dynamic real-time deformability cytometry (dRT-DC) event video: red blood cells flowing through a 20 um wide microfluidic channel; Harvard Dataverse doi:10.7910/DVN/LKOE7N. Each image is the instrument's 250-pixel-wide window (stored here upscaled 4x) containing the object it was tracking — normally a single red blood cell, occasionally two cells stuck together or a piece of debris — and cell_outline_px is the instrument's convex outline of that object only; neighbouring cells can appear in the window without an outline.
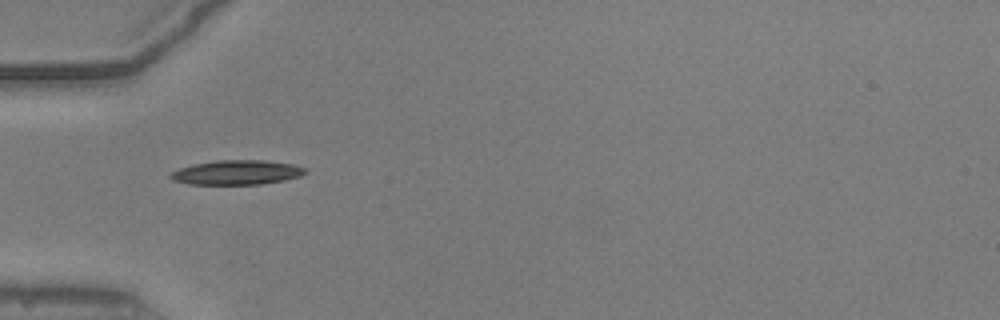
{"species": "common noctule bat (a hibernating species)", "species_latin": "Nyctalus noctula", "temperature_condition": "warm", "stored_images_in_passage": 41, "camera_frame_rate_fps": 3000, "um_per_image_px": 0.085, "animal": {"sex": "male", "body_mass_g": 20.5, "forearm_length_mm": 52.5}, "frame": {"image": 1, "passage_image": 5, "time_ms": 1.333, "image_size_px": [1000, 320], "cell_outline_px": [[308, 172], [300, 176], [284, 180], [260, 184], [188, 184], [172, 180], [168, 176], [172, 172], [180, 168], [192, 164], [216, 160], [264, 160], [292, 164], [304, 168]], "centroid_in_image_um": [20.1, 14.65], "position_along_channel_um": 64.9, "area_um2": 19.19}}
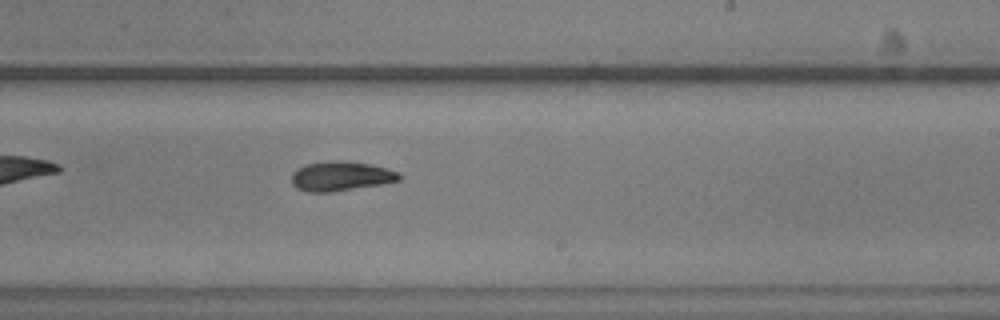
{"frame": {"image": 2, "passage_image": 20, "time_ms": 6.333, "image_size_px": [1000, 320], "cell_outline_px": [[404, 176], [400, 180], [384, 184], [332, 192], [308, 192], [296, 188], [292, 184], [292, 172], [296, 168], [308, 164], [328, 160], [340, 160], [368, 164], [400, 172]], "centroid_in_image_um": [28.98, 14.98], "position_along_channel_um": 260.0, "area_um2": 18.73}}
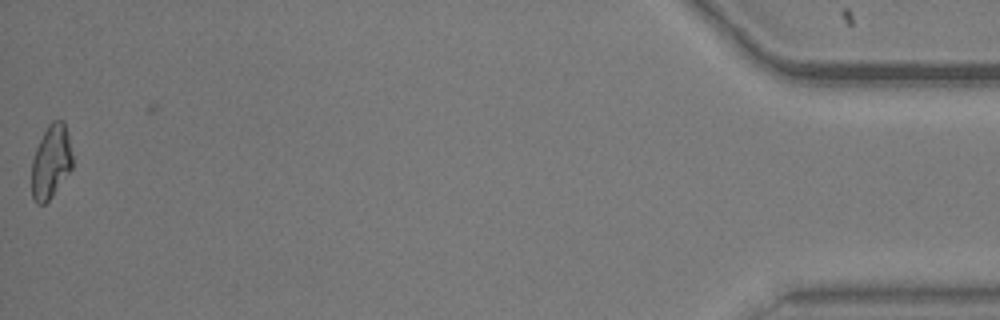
{"frame": {"image": 3, "passage_image": 40, "time_ms": 13.0, "image_size_px": [1000, 320], "cell_outline_px": [[72, 168], [52, 196], [44, 204], [36, 204], [32, 196], [32, 160], [36, 148], [48, 124], [52, 120], [64, 120], [68, 136], [72, 156]], "centroid_in_image_um": [4.33, 13.74], "position_along_channel_um": 430.9, "area_um2": 17.34}, "authors_computed_cell_mechanics": {"area_um2": 18.207, "velocity_mm_per_s": 3.9299, "shape_relaxation_time_tau1_ms": 7.2118, "shape_relaxation_time_tau2_ms": 7.2465, "deformation_change_tau1": 0.2323, "deformation_change_tau2": 0.145}}